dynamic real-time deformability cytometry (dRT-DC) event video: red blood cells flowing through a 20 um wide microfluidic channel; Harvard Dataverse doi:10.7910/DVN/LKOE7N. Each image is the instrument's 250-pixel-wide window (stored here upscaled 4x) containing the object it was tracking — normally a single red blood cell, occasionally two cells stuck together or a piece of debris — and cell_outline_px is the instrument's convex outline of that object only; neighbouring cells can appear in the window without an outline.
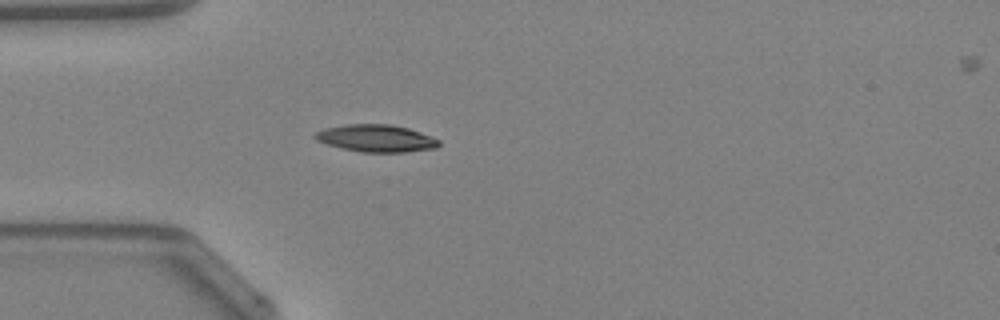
{"species": "Egyptian fruit bat (a non-hibernating species)", "species_latin": "Rousettus aegyptiacus", "temperature_condition": "warm", "stored_images_in_passage": 35, "camera_frame_rate_fps": 3000, "um_per_image_px": 0.085, "animal": {"sex": "female"}, "frame": {"image": 1, "passage_image": 1, "time_ms": 0.0, "image_size_px": [1000, 320], "cell_outline_px": [[440, 144], [436, 148], [404, 152], [360, 152], [328, 144], [316, 140], [312, 136], [316, 132], [324, 128], [348, 124], [388, 124], [408, 128], [420, 132], [440, 140]], "centroid_in_image_um": [31.97, 11.75], "position_along_channel_um": 53.0, "area_um2": 19.54}, "authors_computed_cell_mechanics": {"area_um2": 18.8428, "velocity_mm_per_s": 4.2879, "shape_relaxation_time_tau1_ms": 6.4772, "shape_relaxation_time_tau2_ms": null, "deformation_change_tau1": 0.1816, "deformation_change_tau2": null}}